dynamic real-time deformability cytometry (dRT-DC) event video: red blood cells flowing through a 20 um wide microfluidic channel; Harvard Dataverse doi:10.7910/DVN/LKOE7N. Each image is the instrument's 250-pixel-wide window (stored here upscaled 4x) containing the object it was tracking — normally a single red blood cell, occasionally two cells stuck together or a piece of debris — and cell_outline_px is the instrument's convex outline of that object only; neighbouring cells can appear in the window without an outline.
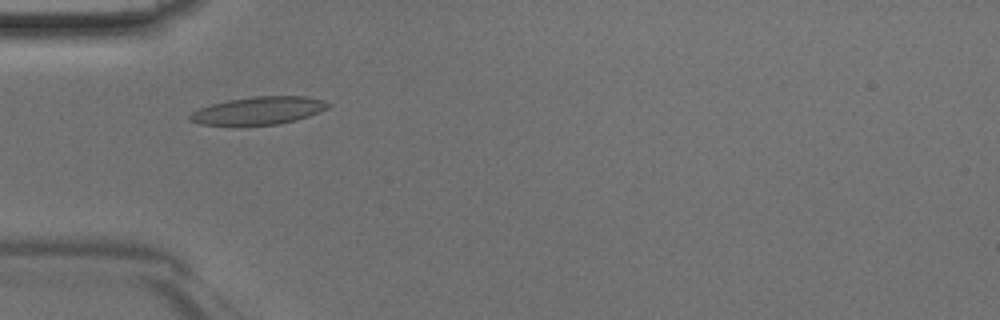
{"species": "Egyptian fruit bat (a non-hibernating species)", "species_latin": "Rousettus aegyptiacus", "temperature_condition": "room temperature", "stored_images_in_passage": 47, "camera_frame_rate_fps": 3000, "um_per_image_px": 0.085, "animal": {"sex": "male"}, "frame": {"image": 1, "passage_image": 15, "time_ms": 4.667, "image_size_px": [1000, 320], "cell_outline_px": [[332, 104], [328, 108], [308, 116], [296, 120], [276, 124], [200, 124], [188, 120], [188, 116], [192, 112], [200, 108], [212, 104], [228, 100], [256, 96], [304, 96], [324, 100]], "centroid_in_image_um": [22.0, 9.38], "position_along_channel_um": 63.0, "area_um2": 21.96}}
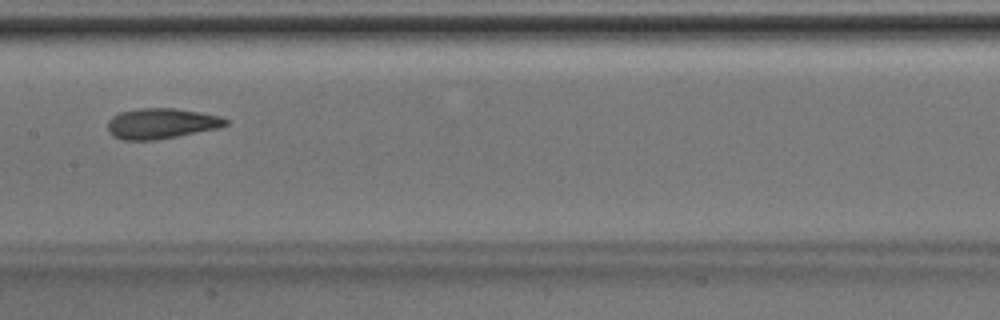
{"frame": {"image": 2, "passage_image": 24, "time_ms": 7.667, "image_size_px": [1000, 320], "cell_outline_px": [[228, 124], [220, 128], [156, 140], [120, 140], [112, 136], [108, 132], [108, 120], [112, 116], [120, 112], [140, 108], [172, 108], [200, 112], [220, 116], [228, 120]], "centroid_in_image_um": [13.69, 10.5], "position_along_channel_um": 193.7, "area_um2": 21.1}}
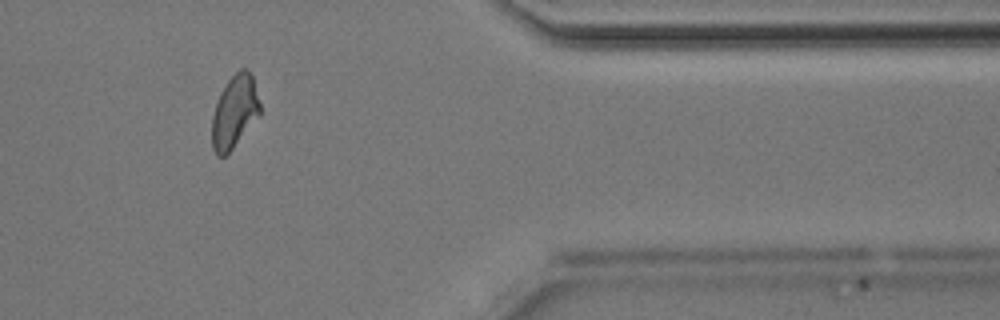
{"frame": {"image": 3, "passage_image": 39, "time_ms": 12.667, "image_size_px": [1000, 320], "cell_outline_px": [[260, 116], [232, 148], [224, 156], [216, 156], [212, 148], [212, 116], [220, 92], [228, 80], [240, 68], [244, 68], [252, 76], [260, 104]], "centroid_in_image_um": [19.93, 9.51], "position_along_channel_um": 391.5, "area_um2": 20.17}}